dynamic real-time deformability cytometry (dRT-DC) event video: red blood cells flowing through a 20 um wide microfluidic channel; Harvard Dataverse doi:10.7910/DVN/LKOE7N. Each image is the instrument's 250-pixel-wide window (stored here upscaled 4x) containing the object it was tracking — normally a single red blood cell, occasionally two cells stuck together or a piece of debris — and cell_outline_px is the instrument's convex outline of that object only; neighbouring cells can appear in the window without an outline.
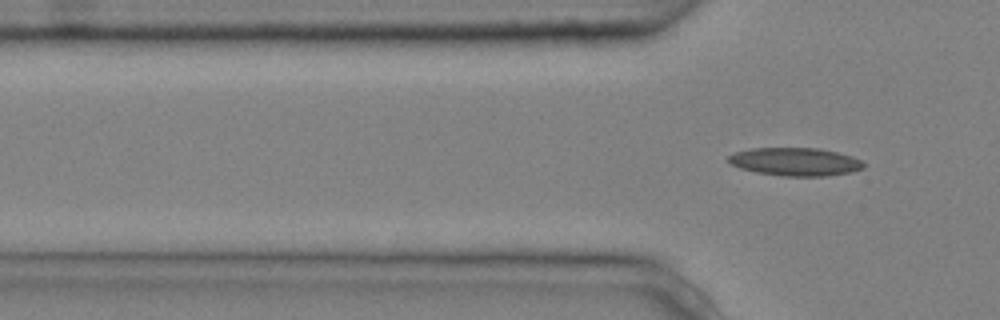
{"species": "common noctule bat (a hibernating species)", "species_latin": "Nyctalus noctula", "temperature_condition": "cold", "stored_images_in_passage": 2, "camera_frame_rate_fps": 3000, "um_per_image_px": 0.085, "animal": {"sex": "male", "body_mass_g": 20.4}, "frame": {"image": 1, "passage_image": 2, "time_ms": 0.333, "image_size_px": [1000, 320], "cell_outline_px": [[864, 168], [848, 172], [828, 176], [784, 176], [756, 172], [740, 168], [732, 164], [728, 160], [728, 156], [736, 152], [752, 148], [820, 148], [852, 156], [860, 160], [864, 164]], "centroid_in_image_um": [67.6, 13.74], "position_along_channel_um": 58.2, "area_um2": 21.96}}